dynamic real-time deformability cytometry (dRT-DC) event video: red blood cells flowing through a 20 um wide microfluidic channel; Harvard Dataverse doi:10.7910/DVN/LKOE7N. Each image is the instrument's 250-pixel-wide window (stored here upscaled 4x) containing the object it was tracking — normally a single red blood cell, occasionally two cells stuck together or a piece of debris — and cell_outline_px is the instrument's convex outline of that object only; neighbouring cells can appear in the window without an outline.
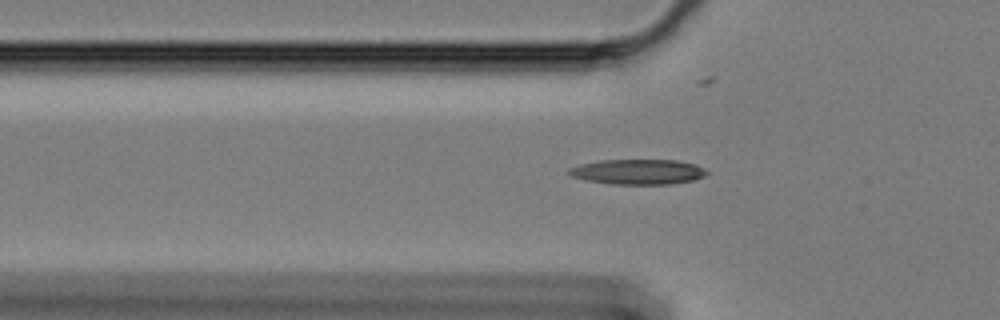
{"species": "Egyptian fruit bat (a non-hibernating species)", "species_latin": "Rousettus aegyptiacus", "temperature_condition": "cold", "stored_images_in_passage": 21, "camera_frame_rate_fps": 3000, "um_per_image_px": 0.085, "animal": {"sex": "female"}, "frame": {"image": 1, "passage_image": 10, "time_ms": 3.0, "image_size_px": [1000, 320], "cell_outline_px": [[708, 172], [704, 176], [692, 180], [672, 184], [612, 184], [584, 180], [572, 176], [568, 172], [568, 168], [580, 164], [600, 160], [676, 160], [696, 164], [704, 168]], "centroid_in_image_um": [54.22, 14.6], "position_along_channel_um": 71.6, "area_um2": 20.23}}
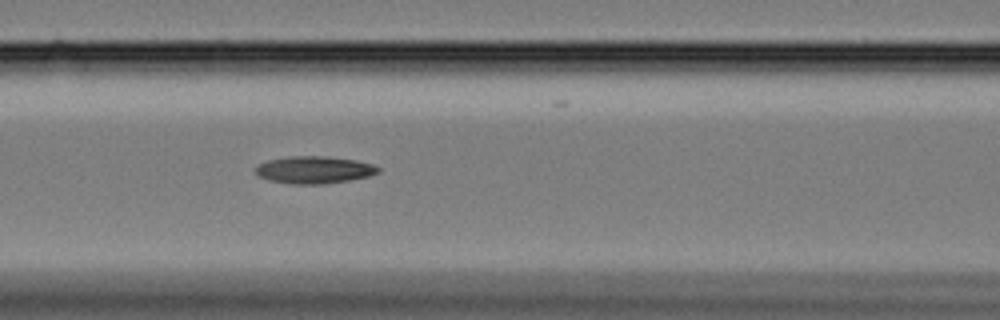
{"frame": {"image": 2, "passage_image": 16, "time_ms": 5.0, "image_size_px": [1000, 320], "cell_outline_px": [[380, 172], [368, 176], [348, 180], [324, 184], [292, 184], [268, 180], [260, 176], [256, 172], [256, 168], [260, 164], [268, 160], [288, 156], [320, 156], [356, 160], [372, 164], [380, 168]], "centroid_in_image_um": [26.71, 14.44], "position_along_channel_um": 139.9, "area_um2": 19.31}}
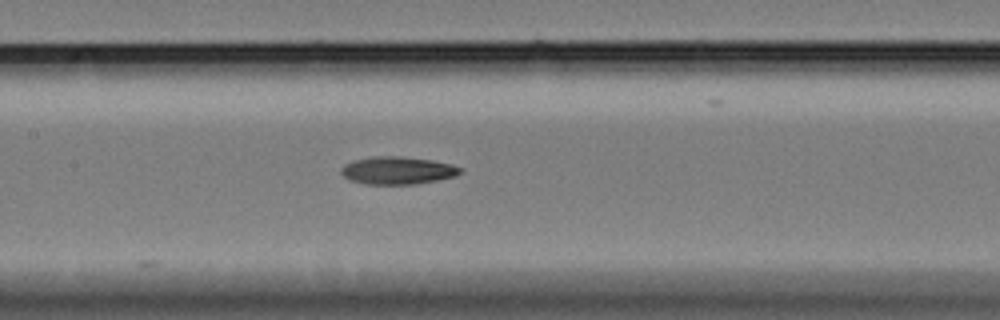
{"frame": {"image": 3, "passage_image": 19, "time_ms": 6.0, "image_size_px": [1000, 320], "cell_outline_px": [[460, 172], [456, 176], [416, 184], [364, 184], [352, 180], [344, 176], [340, 172], [340, 168], [344, 164], [352, 160], [372, 156], [400, 156], [432, 160], [452, 164], [460, 168]], "centroid_in_image_um": [33.75, 14.48], "position_along_channel_um": 173.6, "area_um2": 19.19}}